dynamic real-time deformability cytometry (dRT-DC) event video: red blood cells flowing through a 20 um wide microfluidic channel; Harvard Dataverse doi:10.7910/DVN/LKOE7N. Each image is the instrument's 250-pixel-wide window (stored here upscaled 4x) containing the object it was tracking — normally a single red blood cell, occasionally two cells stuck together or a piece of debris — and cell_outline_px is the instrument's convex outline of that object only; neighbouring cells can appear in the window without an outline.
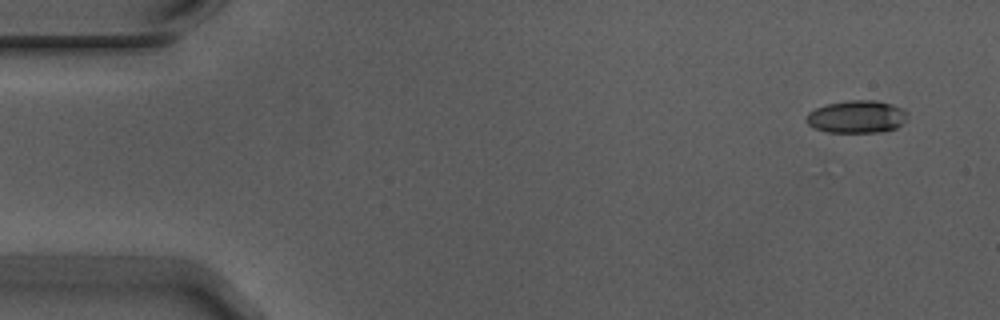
{"species": "Egyptian fruit bat (a non-hibernating species)", "species_latin": "Rousettus aegyptiacus", "temperature_condition": "warm", "stored_images_in_passage": 8, "camera_frame_rate_fps": 3000, "um_per_image_px": 0.085, "animal": {"sex": "male"}, "frame": {"image": 1, "passage_image": 1, "time_ms": 0.0, "image_size_px": [1000, 320], "cell_outline_px": [[908, 112], [904, 120], [896, 128], [880, 132], [828, 132], [816, 128], [808, 124], [804, 120], [808, 112], [816, 108], [828, 104], [848, 100], [876, 100], [892, 104]], "centroid_in_image_um": [72.8, 9.92], "position_along_channel_um": 12.2, "area_um2": 19.07}}
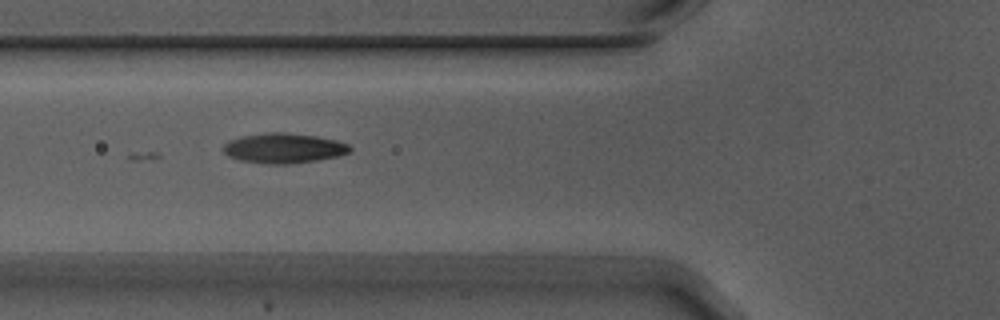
{"frame": {"image": 2, "passage_image": 5, "time_ms": 1.333, "image_size_px": [1000, 320], "cell_outline_px": [[352, 148], [348, 152], [336, 156], [316, 160], [288, 164], [272, 164], [240, 160], [228, 156], [224, 152], [224, 144], [228, 140], [244, 136], [268, 132], [284, 132], [316, 136], [336, 140], [348, 144]], "centroid_in_image_um": [24.1, 12.59], "position_along_channel_um": 101.7, "area_um2": 21.85}}
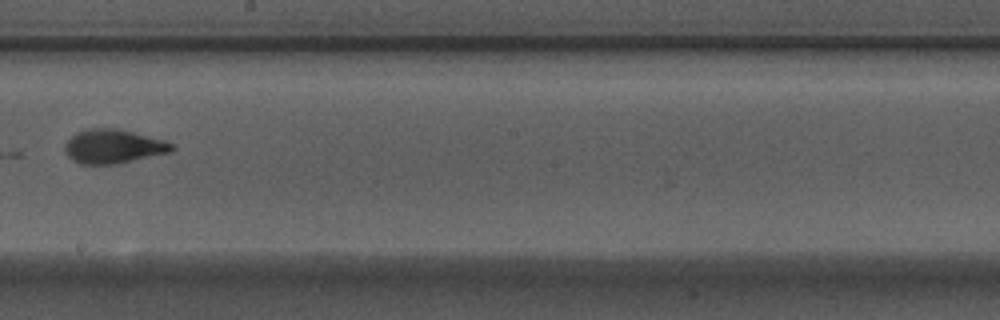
{"frame": {"image": 3, "passage_image": 8, "time_ms": 2.333, "image_size_px": [1000, 320], "cell_outline_px": [[176, 148], [168, 152], [120, 164], [80, 164], [68, 156], [64, 148], [64, 144], [76, 132], [88, 128], [116, 128], [164, 140], [172, 144]], "centroid_in_image_um": [9.61, 12.45], "position_along_channel_um": 238.6, "area_um2": 21.1}}